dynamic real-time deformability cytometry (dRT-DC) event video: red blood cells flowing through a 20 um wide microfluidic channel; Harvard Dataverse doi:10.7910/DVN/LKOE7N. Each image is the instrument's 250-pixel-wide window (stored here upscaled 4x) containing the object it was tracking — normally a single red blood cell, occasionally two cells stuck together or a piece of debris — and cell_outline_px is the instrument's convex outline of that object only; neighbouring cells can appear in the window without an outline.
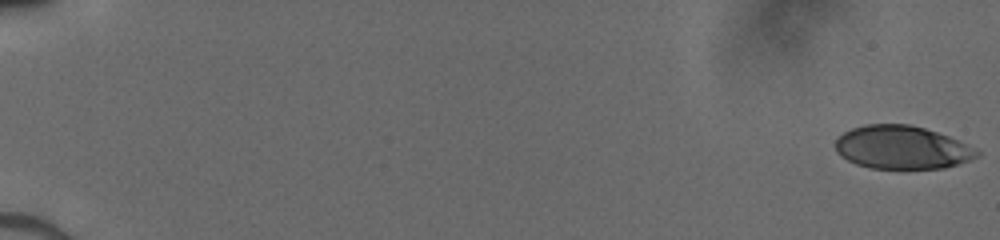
{"species": "human", "species_latin": "Homo sapiens", "temperature_condition": "cold", "stored_images_in_passage": 53, "segment_of_instrument_passage": [1, 2], "camera_frame_rate_fps": 3000, "um_per_image_px": 0.085, "donor": {"sex": "male"}, "frame": {"image": 1, "passage_image": 1, "time_ms": 0.0, "image_size_px": [1000, 240], "cell_outline_px": [[980, 156], [944, 168], [868, 168], [856, 164], [840, 156], [836, 152], [836, 140], [844, 132], [852, 128], [864, 124], [908, 124], [924, 128], [948, 136], [980, 152]], "centroid_in_image_um": [76.61, 12.53], "position_along_channel_um": 8.4, "area_um2": 35.26}}
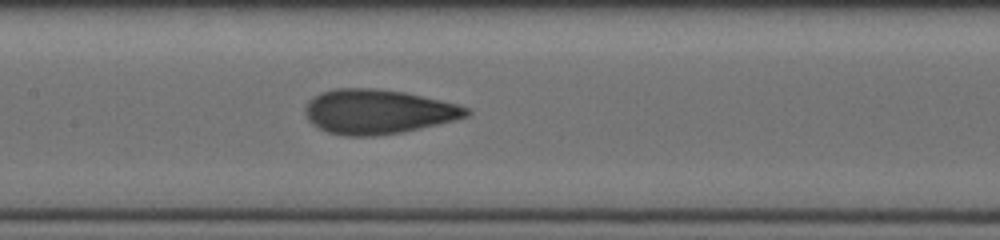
{"frame": {"image": 2, "passage_image": 28, "time_ms": 9.0, "image_size_px": [1000, 240], "cell_outline_px": [[472, 112], [468, 116], [420, 128], [400, 132], [376, 136], [344, 136], [328, 132], [312, 124], [308, 120], [304, 112], [304, 108], [308, 100], [312, 96], [320, 92], [336, 88], [376, 88], [404, 92], [460, 104], [468, 108]], "centroid_in_image_um": [32.09, 9.48], "position_along_channel_um": 175.3, "area_um2": 41.96}}
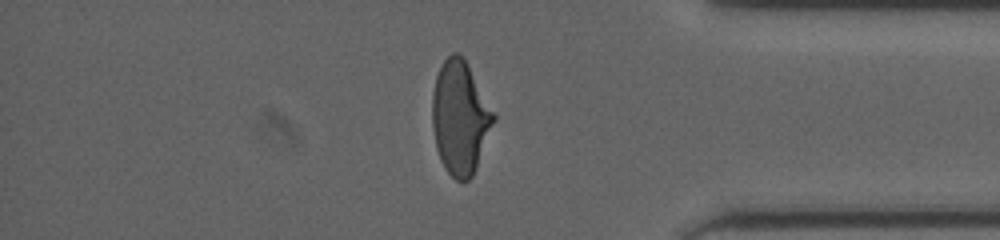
{"frame": {"image": 3, "passage_image": 45, "time_ms": 14.667, "image_size_px": [1000, 240], "cell_outline_px": [[496, 120], [476, 168], [472, 176], [468, 180], [456, 180], [444, 168], [440, 160], [436, 148], [432, 124], [432, 92], [436, 76], [444, 60], [452, 52], [456, 52], [468, 64], [496, 116]], "centroid_in_image_um": [39.1, 10.01], "position_along_channel_um": 396.1, "area_um2": 40.4}}